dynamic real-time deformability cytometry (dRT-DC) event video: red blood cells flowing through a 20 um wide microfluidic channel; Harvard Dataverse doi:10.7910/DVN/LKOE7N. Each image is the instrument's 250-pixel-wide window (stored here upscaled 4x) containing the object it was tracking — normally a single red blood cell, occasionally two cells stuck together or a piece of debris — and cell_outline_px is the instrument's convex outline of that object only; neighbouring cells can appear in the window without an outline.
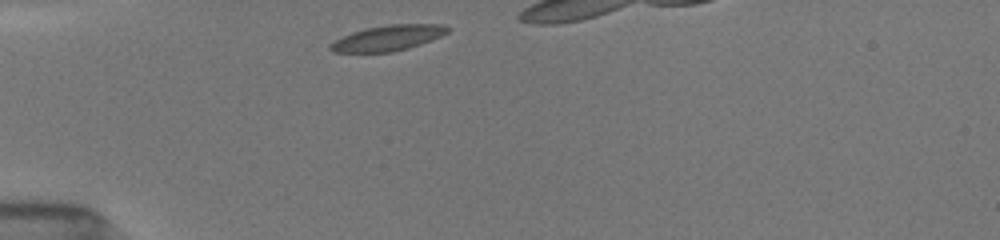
{"species": "common noctule bat (a hibernating species)", "species_latin": "Nyctalus noctula", "temperature_condition": "room temperature", "stored_images_in_passage": 6, "segment_of_instrument_passage": [1, 2], "camera_frame_rate_fps": 3000, "um_per_image_px": 0.085, "animal": {"sex": "female", "body_mass_g": 19.5, "forearm_length_mm": 54.1}, "frame": {"image": 1, "passage_image": 1, "time_ms": 0.0, "image_size_px": [1000, 240], "cell_outline_px": [[452, 28], [448, 32], [432, 40], [408, 48], [392, 52], [332, 52], [328, 48], [328, 44], [352, 32], [364, 28], [388, 24], [444, 24]], "centroid_in_image_um": [32.99, 3.22], "position_along_channel_um": 52.0, "area_um2": 17.51}}
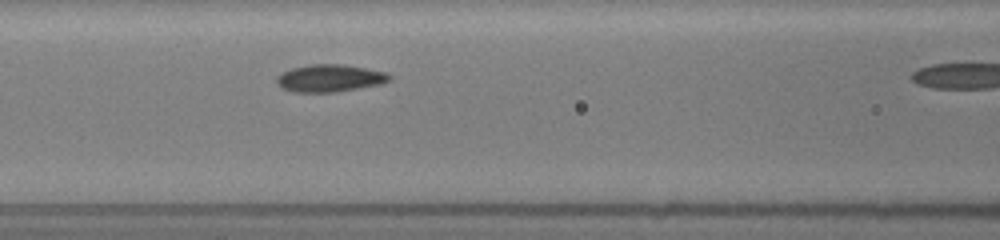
{"frame": {"image": 2, "passage_image": 5, "time_ms": 2.667, "image_size_px": [1000, 240], "cell_outline_px": [[392, 80], [380, 84], [336, 92], [292, 92], [280, 88], [276, 84], [276, 76], [292, 68], [312, 64], [340, 64], [388, 72], [392, 76]], "centroid_in_image_um": [28.02, 6.65], "position_along_channel_um": 138.6, "area_um2": 18.09}}